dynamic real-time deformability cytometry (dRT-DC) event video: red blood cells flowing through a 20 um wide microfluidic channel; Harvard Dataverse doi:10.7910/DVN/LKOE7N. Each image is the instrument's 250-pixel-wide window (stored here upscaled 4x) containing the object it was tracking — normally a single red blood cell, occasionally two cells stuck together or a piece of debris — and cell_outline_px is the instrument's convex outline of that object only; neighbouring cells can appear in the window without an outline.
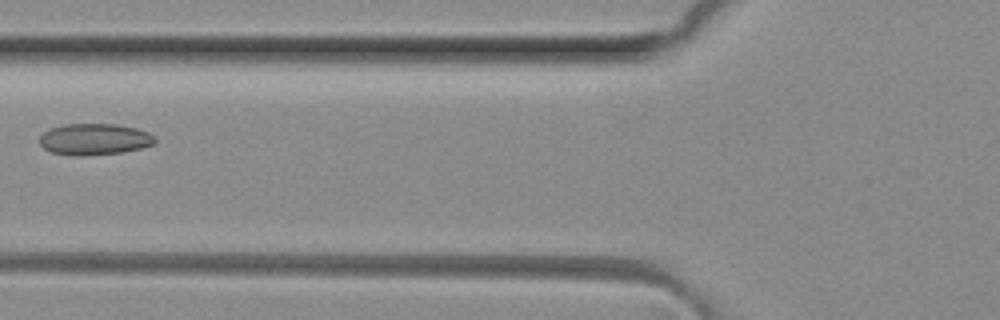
{"species": "common noctule bat (a hibernating species)", "species_latin": "Nyctalus noctula", "temperature_condition": "room temperature", "stored_images_in_passage": 3, "camera_frame_rate_fps": 3000, "um_per_image_px": 0.085, "animal": {"sex": "female", "body_mass_g": 29.2, "forearm_length_mm": 56.3}, "frame": {"image": 1, "passage_image": 2, "time_ms": 0.333, "image_size_px": [1000, 320], "cell_outline_px": [[156, 140], [152, 144], [140, 148], [120, 152], [80, 156], [72, 156], [52, 152], [44, 148], [40, 144], [40, 136], [48, 128], [64, 124], [116, 124], [136, 128], [148, 132], [156, 136]], "centroid_in_image_um": [8.0, 11.83], "position_along_channel_um": 117.8, "area_um2": 21.1}}
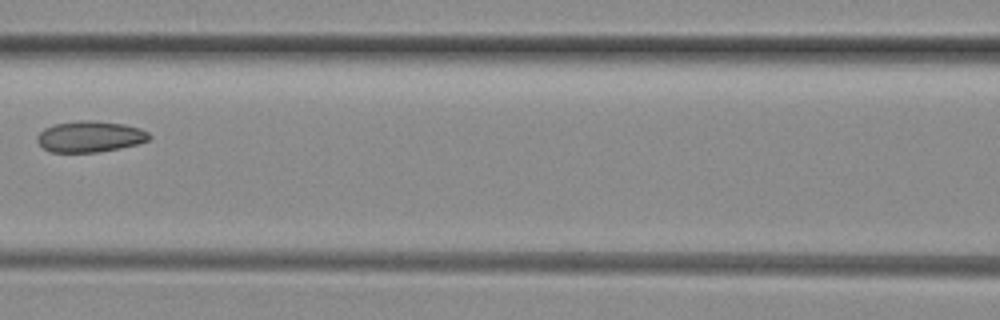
{"frame": {"image": 2, "passage_image": 3, "time_ms": 0.667, "image_size_px": [1000, 320], "cell_outline_px": [[152, 136], [148, 140], [136, 144], [120, 148], [100, 152], [52, 152], [44, 148], [36, 140], [36, 136], [44, 128], [52, 124], [76, 120], [88, 120], [124, 124], [140, 128], [148, 132]], "centroid_in_image_um": [7.63, 11.6], "position_along_channel_um": 159.0, "area_um2": 20.4}}